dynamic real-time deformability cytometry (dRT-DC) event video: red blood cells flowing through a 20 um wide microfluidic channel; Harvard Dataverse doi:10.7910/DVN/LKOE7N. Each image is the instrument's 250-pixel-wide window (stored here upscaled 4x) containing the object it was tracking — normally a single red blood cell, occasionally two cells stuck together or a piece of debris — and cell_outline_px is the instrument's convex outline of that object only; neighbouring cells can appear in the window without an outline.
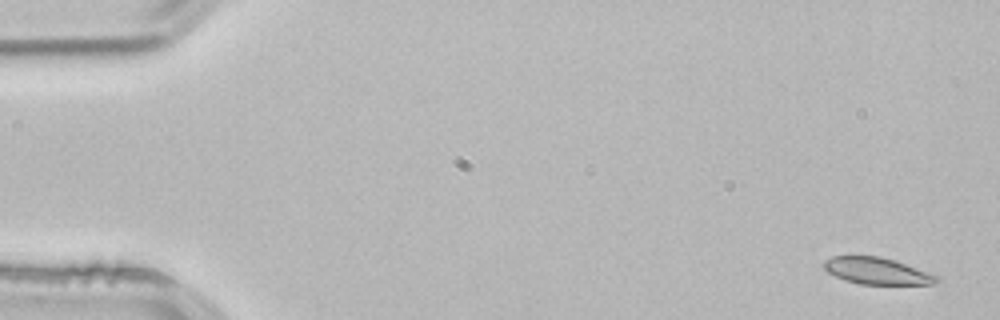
{"species": "common noctule bat (a hibernating species)", "species_latin": "Nyctalus noctula", "temperature_condition": "room temperature", "stored_images_in_passage": 4, "camera_frame_rate_fps": 3000, "um_per_image_px": 0.085, "animal": {"sex": "male", "body_mass_g": 21.5, "forearm_length_mm": 52.0}, "frame": {"image": 1, "passage_image": 1, "time_ms": 0.0, "image_size_px": [1000, 320], "cell_outline_px": [[940, 280], [932, 284], [860, 284], [844, 280], [828, 272], [824, 268], [824, 260], [832, 256], [880, 256], [940, 276]], "centroid_in_image_um": [74.53, 23.03], "position_along_channel_um": 10.5, "area_um2": 17.34}}